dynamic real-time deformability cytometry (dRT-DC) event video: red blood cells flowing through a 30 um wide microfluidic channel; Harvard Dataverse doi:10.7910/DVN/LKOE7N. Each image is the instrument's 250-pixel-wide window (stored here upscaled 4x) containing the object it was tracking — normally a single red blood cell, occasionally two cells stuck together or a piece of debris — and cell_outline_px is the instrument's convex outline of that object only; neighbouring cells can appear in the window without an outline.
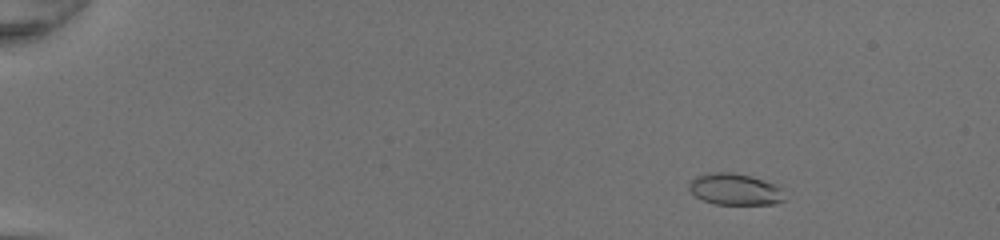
{"species": "common noctule bat (a hibernating species)", "species_latin": "Nyctalus noctula", "temperature_condition": "room temperature", "stored_images_in_passage": 47, "camera_frame_rate_fps": 3000, "um_per_image_px": 0.085, "animal": {"sex": "female", "body_mass_g": 20.0, "forearm_length_mm": 54.0}, "frame": {"image": 1, "passage_image": 4, "time_ms": 1.0, "image_size_px": [1000, 240], "cell_outline_px": [[784, 200], [772, 204], [716, 204], [704, 200], [696, 196], [692, 192], [692, 180], [700, 176], [716, 172], [728, 172], [748, 176], [776, 184], [780, 188]], "centroid_in_image_um": [62.52, 16.11], "position_along_channel_um": 22.5, "area_um2": 16.76}}
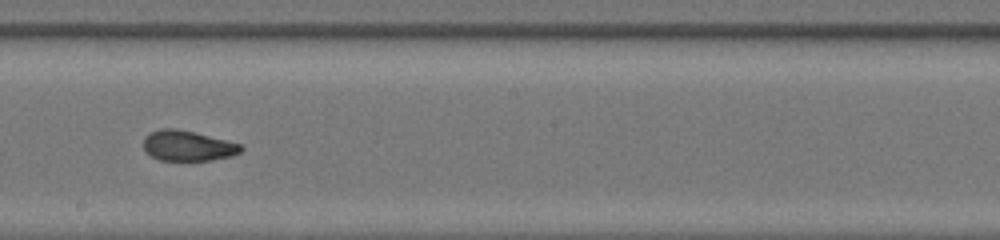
{"frame": {"image": 2, "passage_image": 28, "time_ms": 9.0, "image_size_px": [1000, 240], "cell_outline_px": [[244, 148], [240, 152], [232, 156], [212, 160], [160, 160], [152, 156], [144, 148], [144, 136], [160, 128], [176, 128], [196, 132], [240, 144]], "centroid_in_image_um": [15.97, 12.38], "position_along_channel_um": 232.2, "area_um2": 17.17}}
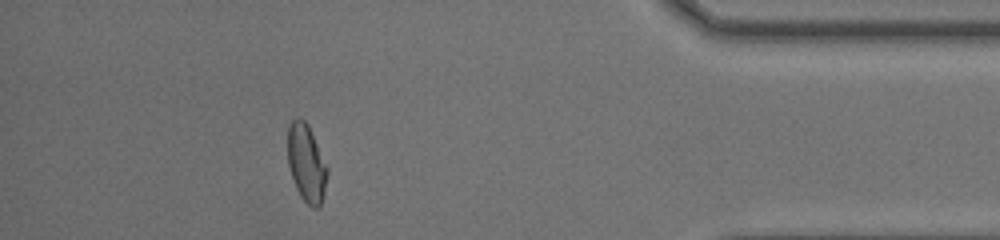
{"frame": {"image": 3, "passage_image": 43, "time_ms": 14.0, "image_size_px": [1000, 240], "cell_outline_px": [[328, 172], [324, 196], [320, 204], [316, 208], [312, 208], [300, 196], [296, 188], [288, 164], [288, 128], [292, 120], [296, 116], [300, 116], [308, 124], [328, 168]], "centroid_in_image_um": [26.05, 13.85], "position_along_channel_um": 409.2, "area_um2": 17.92}, "authors_computed_cell_mechanics": {"area_um2": 17.3978, "velocity_mm_per_s": 4.268, "shape_relaxation_time_tau1_ms": 8.3764, "shape_relaxation_time_tau2_ms": 1.2803, "deformation_change_tau1": 0.2995, "deformation_change_tau2": 0.0761}}